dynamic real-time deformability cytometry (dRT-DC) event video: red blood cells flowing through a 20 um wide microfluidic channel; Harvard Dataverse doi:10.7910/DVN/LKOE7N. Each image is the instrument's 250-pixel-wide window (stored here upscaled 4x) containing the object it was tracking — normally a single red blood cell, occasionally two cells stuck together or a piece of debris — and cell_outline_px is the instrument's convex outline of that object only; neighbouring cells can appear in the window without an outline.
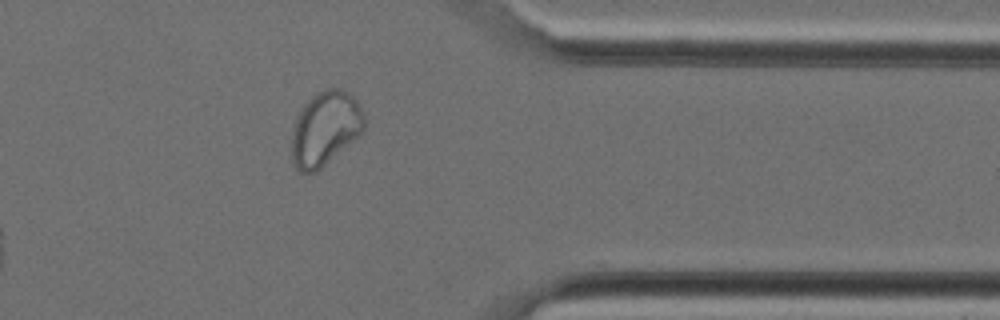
{"species": "Egyptian fruit bat (a non-hibernating species)", "species_latin": "Rousettus aegyptiacus", "temperature_condition": "cold", "stored_images_in_passage": 24, "camera_frame_rate_fps": 3000, "um_per_image_px": 0.085, "animal": {"sex": "female"}, "frame": {"image": 1, "passage_image": 21, "time_ms": 6.667, "image_size_px": [1000, 320], "cell_outline_px": [[364, 128], [356, 136], [316, 172], [300, 172], [296, 168], [292, 160], [292, 128], [296, 116], [304, 104], [316, 92], [328, 88], [340, 88], [348, 92], [356, 100], [364, 112]], "centroid_in_image_um": [27.6, 10.89], "position_along_channel_um": 383.8, "area_um2": 30.98}}